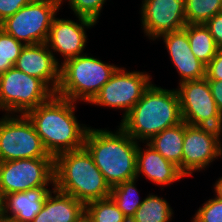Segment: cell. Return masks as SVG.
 <instances>
[{"label":"cell","instance_id":"cell-19","mask_svg":"<svg viewBox=\"0 0 222 222\" xmlns=\"http://www.w3.org/2000/svg\"><path fill=\"white\" fill-rule=\"evenodd\" d=\"M84 215L85 205L82 202L53 187L32 222H77Z\"/></svg>","mask_w":222,"mask_h":222},{"label":"cell","instance_id":"cell-3","mask_svg":"<svg viewBox=\"0 0 222 222\" xmlns=\"http://www.w3.org/2000/svg\"><path fill=\"white\" fill-rule=\"evenodd\" d=\"M117 129L112 132L89 127L84 141V147L110 187L136 178L138 142L120 126Z\"/></svg>","mask_w":222,"mask_h":222},{"label":"cell","instance_id":"cell-7","mask_svg":"<svg viewBox=\"0 0 222 222\" xmlns=\"http://www.w3.org/2000/svg\"><path fill=\"white\" fill-rule=\"evenodd\" d=\"M60 7V0H33L2 21L0 28L24 45L46 43Z\"/></svg>","mask_w":222,"mask_h":222},{"label":"cell","instance_id":"cell-29","mask_svg":"<svg viewBox=\"0 0 222 222\" xmlns=\"http://www.w3.org/2000/svg\"><path fill=\"white\" fill-rule=\"evenodd\" d=\"M33 0H0V23Z\"/></svg>","mask_w":222,"mask_h":222},{"label":"cell","instance_id":"cell-31","mask_svg":"<svg viewBox=\"0 0 222 222\" xmlns=\"http://www.w3.org/2000/svg\"><path fill=\"white\" fill-rule=\"evenodd\" d=\"M219 49H222V13L216 14L205 23Z\"/></svg>","mask_w":222,"mask_h":222},{"label":"cell","instance_id":"cell-11","mask_svg":"<svg viewBox=\"0 0 222 222\" xmlns=\"http://www.w3.org/2000/svg\"><path fill=\"white\" fill-rule=\"evenodd\" d=\"M149 73L119 67L90 104L123 110L122 119L152 83Z\"/></svg>","mask_w":222,"mask_h":222},{"label":"cell","instance_id":"cell-14","mask_svg":"<svg viewBox=\"0 0 222 222\" xmlns=\"http://www.w3.org/2000/svg\"><path fill=\"white\" fill-rule=\"evenodd\" d=\"M79 22L71 19H63L54 17L46 44L53 53L55 60L60 61L55 57V52L62 55L64 60L83 55L86 49L87 35L86 28H92L96 23L84 17H77Z\"/></svg>","mask_w":222,"mask_h":222},{"label":"cell","instance_id":"cell-27","mask_svg":"<svg viewBox=\"0 0 222 222\" xmlns=\"http://www.w3.org/2000/svg\"><path fill=\"white\" fill-rule=\"evenodd\" d=\"M61 5L63 1L60 0ZM107 0H68L69 8L74 12L77 17H84L94 21L97 24V20L101 16V10Z\"/></svg>","mask_w":222,"mask_h":222},{"label":"cell","instance_id":"cell-15","mask_svg":"<svg viewBox=\"0 0 222 222\" xmlns=\"http://www.w3.org/2000/svg\"><path fill=\"white\" fill-rule=\"evenodd\" d=\"M14 67L42 80L54 93L60 81V63L46 43L25 45Z\"/></svg>","mask_w":222,"mask_h":222},{"label":"cell","instance_id":"cell-16","mask_svg":"<svg viewBox=\"0 0 222 222\" xmlns=\"http://www.w3.org/2000/svg\"><path fill=\"white\" fill-rule=\"evenodd\" d=\"M160 38L165 43L170 61H172L180 75L179 83L205 77L206 66L191 51L187 36V25L183 29L162 34L157 39Z\"/></svg>","mask_w":222,"mask_h":222},{"label":"cell","instance_id":"cell-28","mask_svg":"<svg viewBox=\"0 0 222 222\" xmlns=\"http://www.w3.org/2000/svg\"><path fill=\"white\" fill-rule=\"evenodd\" d=\"M192 222H222V200L208 199L194 214Z\"/></svg>","mask_w":222,"mask_h":222},{"label":"cell","instance_id":"cell-1","mask_svg":"<svg viewBox=\"0 0 222 222\" xmlns=\"http://www.w3.org/2000/svg\"><path fill=\"white\" fill-rule=\"evenodd\" d=\"M75 109V102L54 94L47 102L25 114L53 158L84 147L89 127L79 123Z\"/></svg>","mask_w":222,"mask_h":222},{"label":"cell","instance_id":"cell-33","mask_svg":"<svg viewBox=\"0 0 222 222\" xmlns=\"http://www.w3.org/2000/svg\"><path fill=\"white\" fill-rule=\"evenodd\" d=\"M215 197L222 200V177H219L214 184Z\"/></svg>","mask_w":222,"mask_h":222},{"label":"cell","instance_id":"cell-25","mask_svg":"<svg viewBox=\"0 0 222 222\" xmlns=\"http://www.w3.org/2000/svg\"><path fill=\"white\" fill-rule=\"evenodd\" d=\"M222 0H185L187 24H205L221 11Z\"/></svg>","mask_w":222,"mask_h":222},{"label":"cell","instance_id":"cell-8","mask_svg":"<svg viewBox=\"0 0 222 222\" xmlns=\"http://www.w3.org/2000/svg\"><path fill=\"white\" fill-rule=\"evenodd\" d=\"M52 157L45 149L32 122L23 114L0 118V162Z\"/></svg>","mask_w":222,"mask_h":222},{"label":"cell","instance_id":"cell-22","mask_svg":"<svg viewBox=\"0 0 222 222\" xmlns=\"http://www.w3.org/2000/svg\"><path fill=\"white\" fill-rule=\"evenodd\" d=\"M173 210L166 199L148 194L129 222H170Z\"/></svg>","mask_w":222,"mask_h":222},{"label":"cell","instance_id":"cell-34","mask_svg":"<svg viewBox=\"0 0 222 222\" xmlns=\"http://www.w3.org/2000/svg\"><path fill=\"white\" fill-rule=\"evenodd\" d=\"M0 222H17L13 217H8L0 212Z\"/></svg>","mask_w":222,"mask_h":222},{"label":"cell","instance_id":"cell-20","mask_svg":"<svg viewBox=\"0 0 222 222\" xmlns=\"http://www.w3.org/2000/svg\"><path fill=\"white\" fill-rule=\"evenodd\" d=\"M184 142V121L176 126L164 129L154 135L147 143L166 160L174 163L182 172V151Z\"/></svg>","mask_w":222,"mask_h":222},{"label":"cell","instance_id":"cell-17","mask_svg":"<svg viewBox=\"0 0 222 222\" xmlns=\"http://www.w3.org/2000/svg\"><path fill=\"white\" fill-rule=\"evenodd\" d=\"M144 148L138 142L136 160V178L140 174L144 175L149 181L156 185H170L186 177L179 168L169 160H166L151 145L144 142Z\"/></svg>","mask_w":222,"mask_h":222},{"label":"cell","instance_id":"cell-21","mask_svg":"<svg viewBox=\"0 0 222 222\" xmlns=\"http://www.w3.org/2000/svg\"><path fill=\"white\" fill-rule=\"evenodd\" d=\"M187 36L191 51L205 66L219 50L205 24H187Z\"/></svg>","mask_w":222,"mask_h":222},{"label":"cell","instance_id":"cell-23","mask_svg":"<svg viewBox=\"0 0 222 222\" xmlns=\"http://www.w3.org/2000/svg\"><path fill=\"white\" fill-rule=\"evenodd\" d=\"M136 180L137 178H134L111 187L109 196L129 220L143 202L136 188Z\"/></svg>","mask_w":222,"mask_h":222},{"label":"cell","instance_id":"cell-6","mask_svg":"<svg viewBox=\"0 0 222 222\" xmlns=\"http://www.w3.org/2000/svg\"><path fill=\"white\" fill-rule=\"evenodd\" d=\"M54 94L42 80L15 67L0 75V111L5 114L25 115Z\"/></svg>","mask_w":222,"mask_h":222},{"label":"cell","instance_id":"cell-24","mask_svg":"<svg viewBox=\"0 0 222 222\" xmlns=\"http://www.w3.org/2000/svg\"><path fill=\"white\" fill-rule=\"evenodd\" d=\"M85 215L90 222H129L110 197L87 203Z\"/></svg>","mask_w":222,"mask_h":222},{"label":"cell","instance_id":"cell-18","mask_svg":"<svg viewBox=\"0 0 222 222\" xmlns=\"http://www.w3.org/2000/svg\"><path fill=\"white\" fill-rule=\"evenodd\" d=\"M47 187L42 186L5 195L1 199V212L8 217H13L17 222H32L52 190Z\"/></svg>","mask_w":222,"mask_h":222},{"label":"cell","instance_id":"cell-30","mask_svg":"<svg viewBox=\"0 0 222 222\" xmlns=\"http://www.w3.org/2000/svg\"><path fill=\"white\" fill-rule=\"evenodd\" d=\"M205 78L207 80H222V49H219L206 65Z\"/></svg>","mask_w":222,"mask_h":222},{"label":"cell","instance_id":"cell-5","mask_svg":"<svg viewBox=\"0 0 222 222\" xmlns=\"http://www.w3.org/2000/svg\"><path fill=\"white\" fill-rule=\"evenodd\" d=\"M119 66L104 63L88 53L60 63V81L55 95L90 103Z\"/></svg>","mask_w":222,"mask_h":222},{"label":"cell","instance_id":"cell-32","mask_svg":"<svg viewBox=\"0 0 222 222\" xmlns=\"http://www.w3.org/2000/svg\"><path fill=\"white\" fill-rule=\"evenodd\" d=\"M213 99L222 114V80H208Z\"/></svg>","mask_w":222,"mask_h":222},{"label":"cell","instance_id":"cell-9","mask_svg":"<svg viewBox=\"0 0 222 222\" xmlns=\"http://www.w3.org/2000/svg\"><path fill=\"white\" fill-rule=\"evenodd\" d=\"M50 185L54 186L53 157L0 162V199L9 193Z\"/></svg>","mask_w":222,"mask_h":222},{"label":"cell","instance_id":"cell-13","mask_svg":"<svg viewBox=\"0 0 222 222\" xmlns=\"http://www.w3.org/2000/svg\"><path fill=\"white\" fill-rule=\"evenodd\" d=\"M141 26L150 40L186 25L185 0H142Z\"/></svg>","mask_w":222,"mask_h":222},{"label":"cell","instance_id":"cell-12","mask_svg":"<svg viewBox=\"0 0 222 222\" xmlns=\"http://www.w3.org/2000/svg\"><path fill=\"white\" fill-rule=\"evenodd\" d=\"M222 130L184 122L182 173L191 176L222 156ZM219 157V158H218Z\"/></svg>","mask_w":222,"mask_h":222},{"label":"cell","instance_id":"cell-10","mask_svg":"<svg viewBox=\"0 0 222 222\" xmlns=\"http://www.w3.org/2000/svg\"><path fill=\"white\" fill-rule=\"evenodd\" d=\"M176 88L182 121L193 126L222 130V114L213 99L208 80L204 77L178 84Z\"/></svg>","mask_w":222,"mask_h":222},{"label":"cell","instance_id":"cell-4","mask_svg":"<svg viewBox=\"0 0 222 222\" xmlns=\"http://www.w3.org/2000/svg\"><path fill=\"white\" fill-rule=\"evenodd\" d=\"M84 205L109 198L111 187L85 147L54 158V186Z\"/></svg>","mask_w":222,"mask_h":222},{"label":"cell","instance_id":"cell-26","mask_svg":"<svg viewBox=\"0 0 222 222\" xmlns=\"http://www.w3.org/2000/svg\"><path fill=\"white\" fill-rule=\"evenodd\" d=\"M24 46L23 43L16 40L13 36L6 34L0 28V75L14 67Z\"/></svg>","mask_w":222,"mask_h":222},{"label":"cell","instance_id":"cell-35","mask_svg":"<svg viewBox=\"0 0 222 222\" xmlns=\"http://www.w3.org/2000/svg\"><path fill=\"white\" fill-rule=\"evenodd\" d=\"M77 222H90L89 218L84 215L82 218H80Z\"/></svg>","mask_w":222,"mask_h":222},{"label":"cell","instance_id":"cell-2","mask_svg":"<svg viewBox=\"0 0 222 222\" xmlns=\"http://www.w3.org/2000/svg\"><path fill=\"white\" fill-rule=\"evenodd\" d=\"M181 122L177 90L163 89L151 83L119 126L135 141L144 143Z\"/></svg>","mask_w":222,"mask_h":222}]
</instances>
